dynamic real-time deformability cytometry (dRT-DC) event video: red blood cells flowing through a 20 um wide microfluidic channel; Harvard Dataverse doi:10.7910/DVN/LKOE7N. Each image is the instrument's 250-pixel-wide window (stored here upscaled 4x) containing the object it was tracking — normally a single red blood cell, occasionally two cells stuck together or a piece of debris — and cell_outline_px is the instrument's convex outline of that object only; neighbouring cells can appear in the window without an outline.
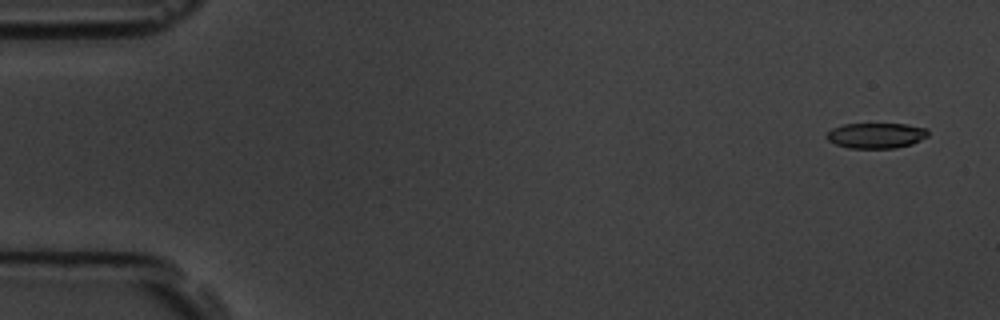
{"species": "common noctule bat (a hibernating species)", "species_latin": "Nyctalus noctula", "temperature_condition": "room temperature", "stored_images_in_passage": 4, "camera_frame_rate_fps": 3000, "um_per_image_px": 0.085, "animal": {"sex": "male", "body_mass_g": 19.5, "forearm_length_mm": 54.6}, "frame": {"image": 1, "passage_image": 1, "time_ms": 0.0, "image_size_px": [1000, 320], "cell_outline_px": [[928, 136], [912, 144], [896, 148], [848, 148], [836, 144], [828, 140], [824, 136], [832, 128], [844, 124], [908, 124], [928, 128]], "centroid_in_image_um": [74.48, 11.52], "position_along_channel_um": 10.5, "area_um2": 15.14}}
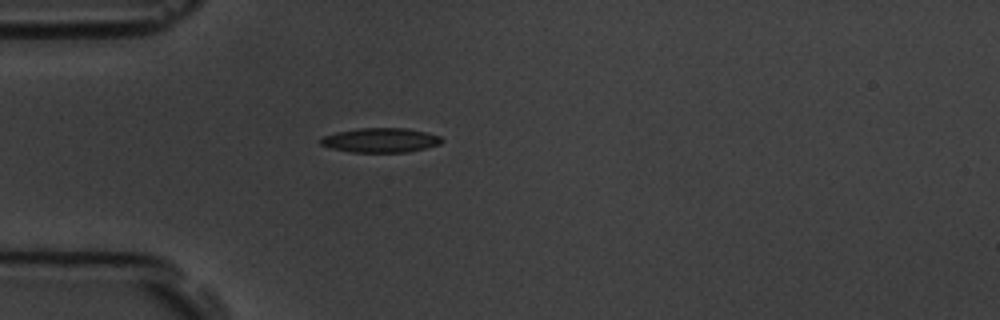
{"frame": {"image": 2, "passage_image": 4, "time_ms": 4.333, "image_size_px": [1000, 320], "cell_outline_px": [[444, 140], [440, 144], [408, 152], [352, 152], [332, 148], [320, 144], [320, 140], [324, 136], [336, 132], [356, 128], [408, 128], [440, 136]], "centroid_in_image_um": [32.35, 11.91], "position_along_channel_um": 52.6, "area_um2": 17.17}}